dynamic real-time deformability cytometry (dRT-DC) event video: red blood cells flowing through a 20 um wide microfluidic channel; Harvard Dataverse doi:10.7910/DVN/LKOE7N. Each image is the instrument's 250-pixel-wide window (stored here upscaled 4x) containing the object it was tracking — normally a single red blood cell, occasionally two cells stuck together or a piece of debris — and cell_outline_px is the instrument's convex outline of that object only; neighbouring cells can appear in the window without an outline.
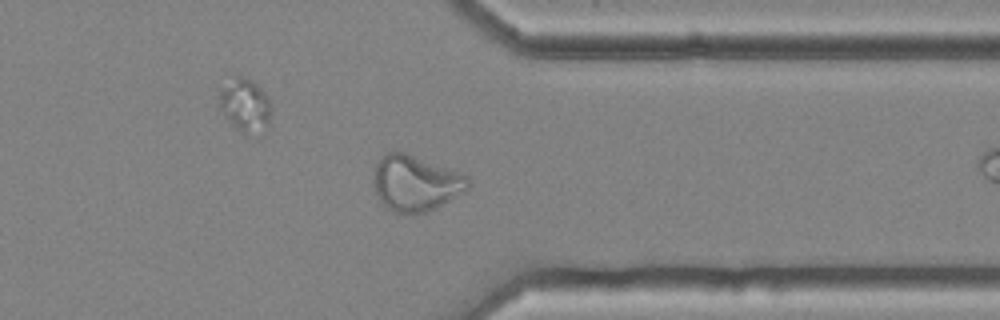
{"species": "common noctule bat (a hibernating species)", "species_latin": "Nyctalus noctula", "temperature_condition": "cold", "stored_images_in_passage": 39, "camera_frame_rate_fps": 3000, "um_per_image_px": 0.085, "animal": {"sex": "female", "body_mass_g": 25.1}, "frame": {"image": 1, "passage_image": 34, "time_ms": 11.0, "image_size_px": [1000, 320], "cell_outline_px": [[468, 188], [456, 196], [428, 212], [396, 212], [388, 208], [380, 200], [376, 192], [376, 164], [388, 152], [404, 152], [460, 172], [468, 176]], "centroid_in_image_um": [35.36, 15.56], "position_along_channel_um": 376.0, "area_um2": 29.65}}